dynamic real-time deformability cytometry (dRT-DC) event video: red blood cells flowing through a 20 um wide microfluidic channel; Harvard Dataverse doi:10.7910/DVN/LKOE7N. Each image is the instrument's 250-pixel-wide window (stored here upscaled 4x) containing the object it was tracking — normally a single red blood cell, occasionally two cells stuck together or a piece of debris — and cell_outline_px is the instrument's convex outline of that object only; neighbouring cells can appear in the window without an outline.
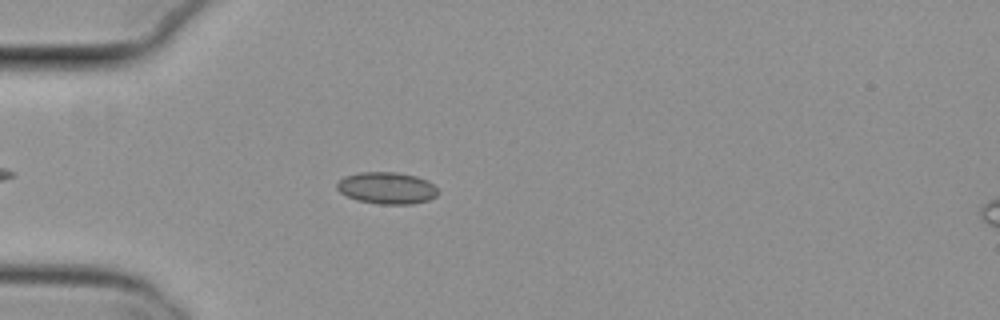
{"species": "common noctule bat (a hibernating species)", "species_latin": "Nyctalus noctula", "temperature_condition": "cold", "stored_images_in_passage": 45, "camera_frame_rate_fps": 3000, "um_per_image_px": 0.085, "animal": {"sex": "female", "body_mass_g": 29.2, "forearm_length_mm": 56.3}, "frame": {"image": 1, "passage_image": 7, "time_ms": 2.0, "image_size_px": [1000, 320], "cell_outline_px": [[440, 192], [436, 196], [428, 200], [412, 204], [380, 204], [356, 200], [340, 192], [336, 188], [336, 184], [344, 176], [360, 172], [396, 172], [416, 176], [428, 180]], "centroid_in_image_um": [32.89, 15.98], "position_along_channel_um": 52.1, "area_um2": 18.79}}
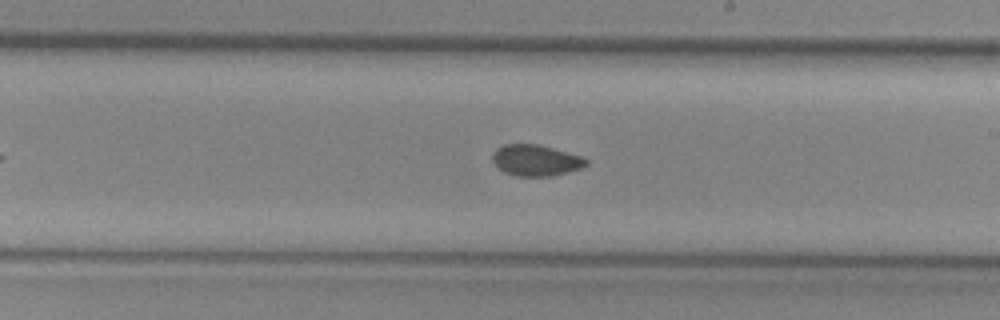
{"frame": {"image": 2, "passage_image": 23, "time_ms": 7.333, "image_size_px": [1000, 320], "cell_outline_px": [[588, 164], [580, 168], [552, 176], [516, 176], [504, 172], [492, 160], [492, 152], [496, 148], [504, 144], [540, 144], [580, 156], [588, 160]], "centroid_in_image_um": [45.52, 13.62], "position_along_channel_um": 243.5, "area_um2": 16.94}}
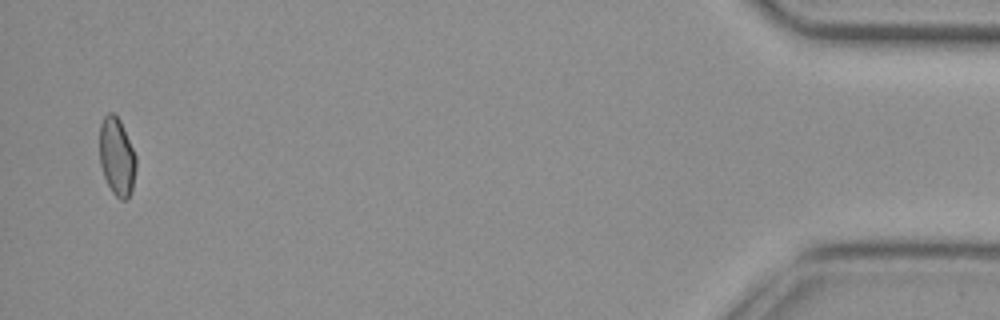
{"frame": {"image": 3, "passage_image": 44, "time_ms": 14.333, "image_size_px": [1000, 320], "cell_outline_px": [[136, 168], [132, 192], [128, 200], [120, 200], [112, 192], [104, 176], [100, 164], [100, 124], [104, 116], [108, 112], [112, 112], [120, 120], [136, 156]], "centroid_in_image_um": [9.94, 13.35], "position_along_channel_um": 425.3, "area_um2": 16.65}, "authors_computed_cell_mechanics": {"area_um2": 17.2244, "velocity_mm_per_s": 3.8229, "shape_relaxation_time_tau1_ms": null, "shape_relaxation_time_tau2_ms": 3.0679, "deformation_change_tau1": null, "deformation_change_tau2": 0.0641}}